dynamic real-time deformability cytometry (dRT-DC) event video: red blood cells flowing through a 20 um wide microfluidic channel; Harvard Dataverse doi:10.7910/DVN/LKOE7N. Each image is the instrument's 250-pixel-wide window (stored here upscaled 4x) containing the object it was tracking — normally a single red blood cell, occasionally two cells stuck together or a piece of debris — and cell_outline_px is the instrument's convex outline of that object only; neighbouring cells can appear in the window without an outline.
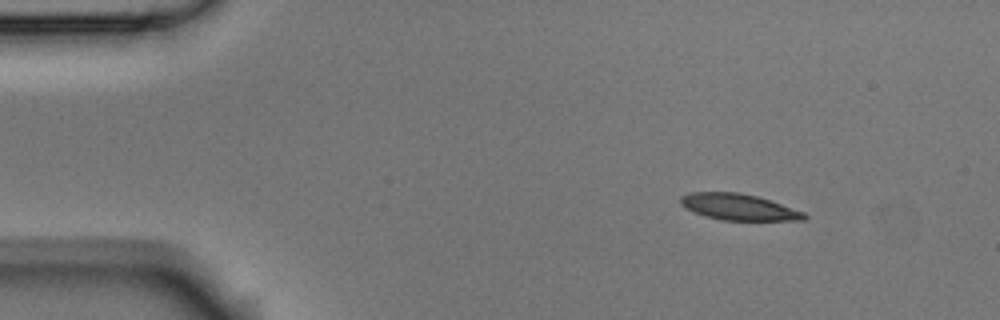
{"species": "Egyptian fruit bat (a non-hibernating species)", "species_latin": "Rousettus aegyptiacus", "temperature_condition": "room temperature", "stored_images_in_passage": 4, "segment_of_instrument_passage": [1, 2], "camera_frame_rate_fps": 3000, "um_per_image_px": 0.085, "animal": {"sex": "male"}, "frame": {"image": 1, "passage_image": 1, "time_ms": 0.0, "image_size_px": [1000, 320], "cell_outline_px": [[808, 216], [804, 220], [720, 220], [704, 216], [692, 212], [680, 204], [680, 196], [692, 192], [740, 192], [756, 196], [804, 212]], "centroid_in_image_um": [62.73, 17.6], "position_along_channel_um": 22.3, "area_um2": 18.84}}